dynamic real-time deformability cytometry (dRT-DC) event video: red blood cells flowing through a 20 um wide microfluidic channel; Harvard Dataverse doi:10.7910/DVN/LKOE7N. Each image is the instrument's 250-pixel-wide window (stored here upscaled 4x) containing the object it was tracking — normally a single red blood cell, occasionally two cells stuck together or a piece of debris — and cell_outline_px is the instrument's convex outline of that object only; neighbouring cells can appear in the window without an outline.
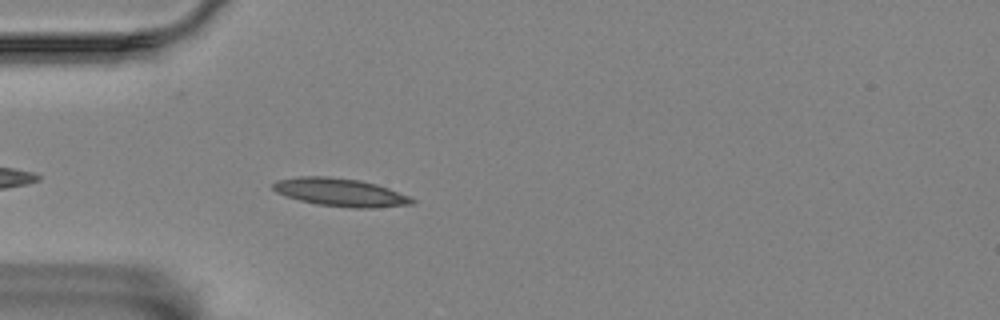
{"species": "Egyptian fruit bat (a non-hibernating species)", "species_latin": "Rousettus aegyptiacus", "temperature_condition": "room temperature", "stored_images_in_passage": 44, "camera_frame_rate_fps": 3000, "um_per_image_px": 0.085, "animal": {"sex": "female"}, "frame": {"image": 1, "passage_image": 3, "time_ms": 0.667, "image_size_px": [1000, 320], "cell_outline_px": [[416, 200], [412, 204], [372, 208], [352, 208], [316, 204], [300, 200], [276, 192], [272, 188], [272, 184], [276, 180], [300, 176], [328, 176], [360, 180], [376, 184], [388, 188], [408, 196]], "centroid_in_image_um": [28.91, 16.34], "position_along_channel_um": 56.1, "area_um2": 22.6}}
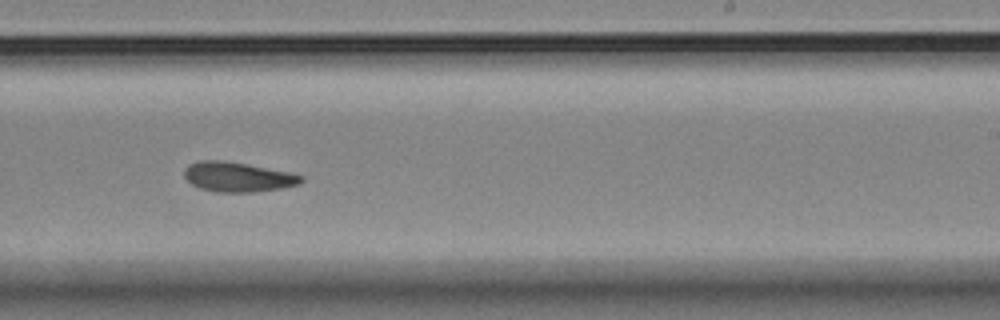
{"frame": {"image": 2, "passage_image": 22, "time_ms": 7.0, "image_size_px": [1000, 320], "cell_outline_px": [[304, 180], [300, 184], [284, 188], [252, 192], [216, 192], [200, 188], [192, 184], [184, 176], [184, 168], [188, 164], [200, 160], [220, 160], [244, 164], [288, 172], [304, 176]], "centroid_in_image_um": [20.2, 15.05], "position_along_channel_um": 268.8, "area_um2": 20.17}}
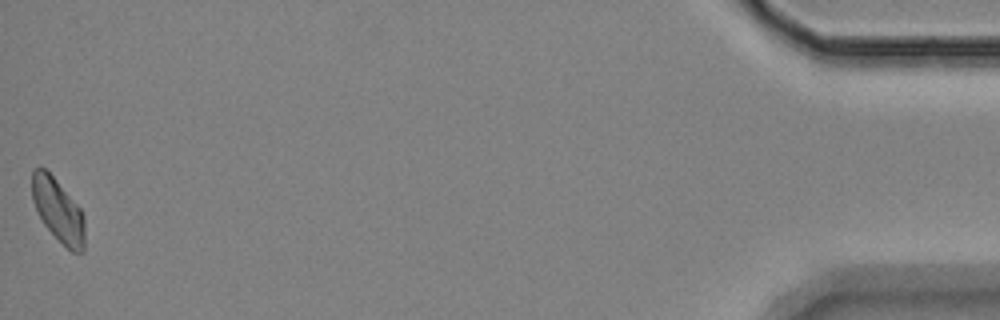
{"frame": {"image": 3, "passage_image": 44, "time_ms": 14.333, "image_size_px": [1000, 320], "cell_outline_px": [[84, 252], [72, 252], [44, 224], [32, 200], [32, 172], [36, 168], [44, 168], [52, 176], [80, 208], [84, 216]], "centroid_in_image_um": [4.95, 17.88], "position_along_channel_um": 430.3, "area_um2": 18.84}, "authors_computed_cell_mechanics": {"area_um2": 19.9988, "velocity_mm_per_s": 3.4392, "shape_relaxation_time_tau1_ms": 6.8425, "shape_relaxation_time_tau2_ms": 3.4133, "deformation_change_tau1": 0.1573, "deformation_change_tau2": 0.1024}}